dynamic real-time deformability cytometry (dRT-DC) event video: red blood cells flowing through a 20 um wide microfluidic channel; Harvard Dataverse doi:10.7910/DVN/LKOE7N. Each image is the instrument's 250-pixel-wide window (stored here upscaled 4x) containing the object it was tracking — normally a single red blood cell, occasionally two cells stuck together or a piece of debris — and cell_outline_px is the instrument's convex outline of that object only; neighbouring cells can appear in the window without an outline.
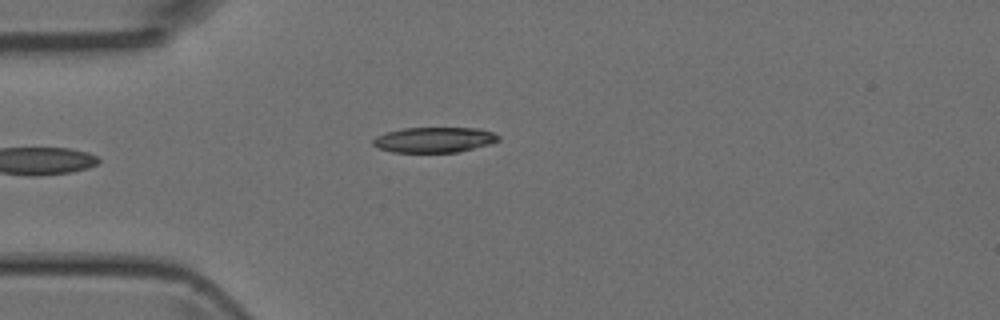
{"species": "Egyptian fruit bat (a non-hibernating species)", "species_latin": "Rousettus aegyptiacus", "temperature_condition": "room temperature", "stored_images_in_passage": 3, "camera_frame_rate_fps": 3000, "um_per_image_px": 0.085, "animal": {"sex": "female"}, "frame": {"image": 1, "passage_image": 1, "time_ms": 0.0, "image_size_px": [1000, 320], "cell_outline_px": [[500, 140], [492, 144], [456, 152], [392, 152], [376, 148], [372, 144], [372, 140], [376, 136], [388, 132], [404, 128], [480, 128], [492, 132], [500, 136]], "centroid_in_image_um": [36.92, 11.88], "position_along_channel_um": 48.1, "area_um2": 18.61}}
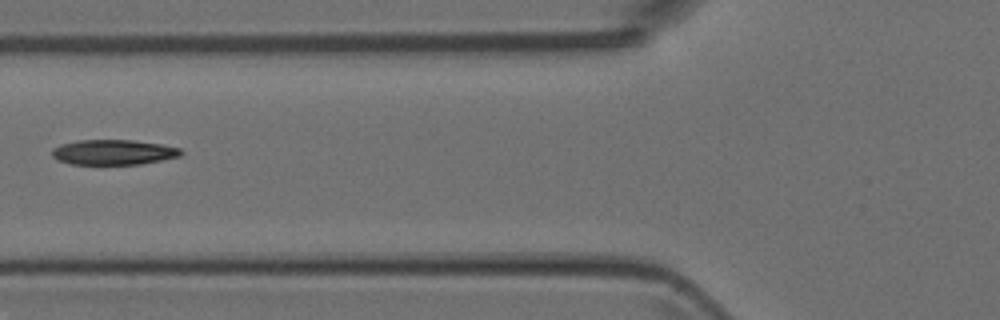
{"frame": {"image": 2, "passage_image": 3, "time_ms": 2.0, "image_size_px": [1000, 320], "cell_outline_px": [[184, 152], [180, 156], [140, 164], [72, 164], [56, 160], [52, 156], [52, 148], [60, 144], [76, 140], [132, 140], [160, 144], [180, 148]], "centroid_in_image_um": [9.6, 12.93], "position_along_channel_um": 116.2, "area_um2": 18.9}}